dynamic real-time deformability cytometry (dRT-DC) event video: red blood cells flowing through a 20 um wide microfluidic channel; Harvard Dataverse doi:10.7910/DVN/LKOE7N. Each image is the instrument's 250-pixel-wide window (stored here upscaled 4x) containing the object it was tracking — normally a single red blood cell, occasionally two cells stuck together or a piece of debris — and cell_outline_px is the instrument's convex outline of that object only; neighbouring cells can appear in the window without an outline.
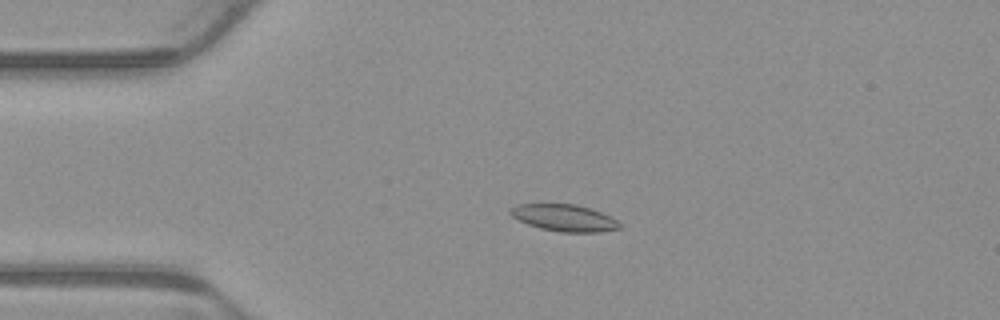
{"species": "common noctule bat (a hibernating species)", "species_latin": "Nyctalus noctula", "temperature_condition": "warm", "stored_images_in_passage": 4, "camera_frame_rate_fps": 3000, "um_per_image_px": 0.085, "animal": {"sex": "male", "body_mass_g": 23.1, "forearm_length_mm": 52.7}, "frame": {"image": 1, "passage_image": 3, "time_ms": 0.667, "image_size_px": [1000, 320], "cell_outline_px": [[620, 228], [600, 232], [560, 232], [540, 228], [528, 224], [512, 216], [508, 212], [516, 204], [576, 204], [592, 208], [616, 220], [620, 224]], "centroid_in_image_um": [47.95, 18.51], "position_along_channel_um": 37.0, "area_um2": 16.94}}